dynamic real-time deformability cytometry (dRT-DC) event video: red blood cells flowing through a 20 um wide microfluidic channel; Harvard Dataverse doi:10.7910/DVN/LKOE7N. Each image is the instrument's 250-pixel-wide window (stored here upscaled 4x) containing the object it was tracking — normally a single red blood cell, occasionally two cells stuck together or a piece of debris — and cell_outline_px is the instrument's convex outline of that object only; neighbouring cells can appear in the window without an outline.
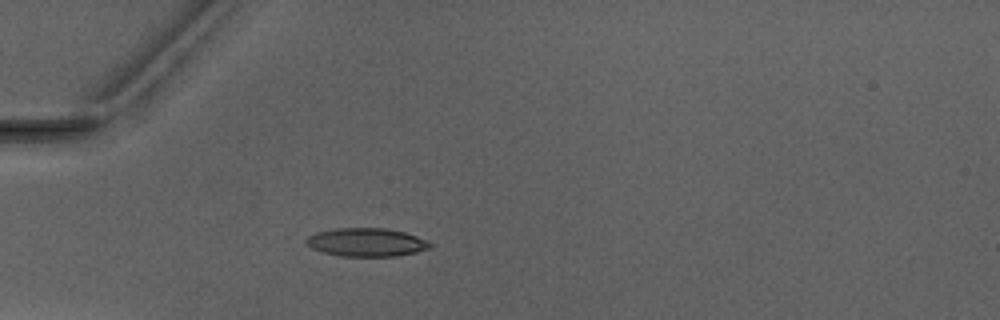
{"species": "Egyptian fruit bat (a non-hibernating species)", "species_latin": "Rousettus aegyptiacus", "temperature_condition": "warm", "stored_images_in_passage": 5, "camera_frame_rate_fps": 3000, "um_per_image_px": 0.085, "animal": {"sex": "male"}, "frame": {"image": 1, "passage_image": 5, "time_ms": 5.0, "image_size_px": [1000, 320], "cell_outline_px": [[436, 244], [432, 248], [416, 252], [396, 256], [340, 256], [324, 252], [312, 248], [304, 240], [308, 236], [316, 232], [336, 228], [384, 228], [404, 232], [428, 240]], "centroid_in_image_um": [31.2, 20.59], "position_along_channel_um": 53.8, "area_um2": 20.58}}